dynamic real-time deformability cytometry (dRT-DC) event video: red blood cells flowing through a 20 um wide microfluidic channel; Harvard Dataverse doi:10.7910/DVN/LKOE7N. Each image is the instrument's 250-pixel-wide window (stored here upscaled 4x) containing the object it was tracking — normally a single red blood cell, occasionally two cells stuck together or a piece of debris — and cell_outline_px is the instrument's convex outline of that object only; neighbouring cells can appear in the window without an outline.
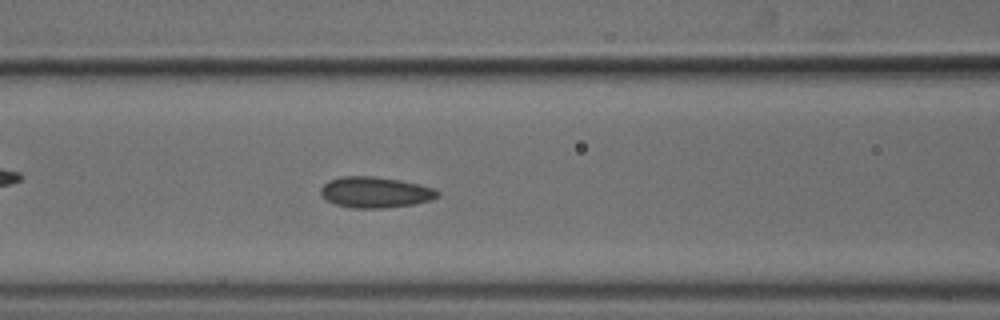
{"species": "common noctule bat (a hibernating species)", "species_latin": "Nyctalus noctula", "temperature_condition": "cold", "stored_images_in_passage": 50, "camera_frame_rate_fps": 3000, "um_per_image_px": 0.085, "animal": {"sex": "male", "body_mass_g": 18.8}, "frame": {"image": 1, "passage_image": 18, "time_ms": 5.667, "image_size_px": [1000, 320], "cell_outline_px": [[440, 196], [432, 200], [412, 204], [384, 208], [352, 208], [336, 204], [328, 200], [320, 192], [320, 188], [328, 180], [340, 176], [372, 176], [400, 180], [436, 188], [440, 192]], "centroid_in_image_um": [31.93, 16.33], "position_along_channel_um": 134.7, "area_um2": 21.1}}
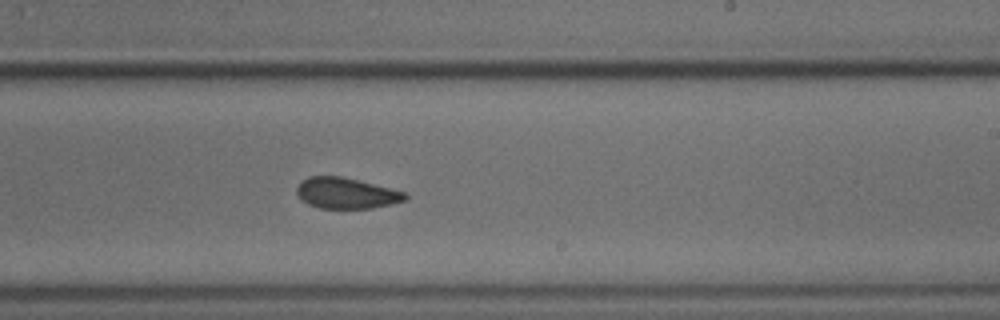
{"frame": {"image": 2, "passage_image": 28, "time_ms": 9.0, "image_size_px": [1000, 320], "cell_outline_px": [[408, 200], [392, 204], [372, 208], [320, 208], [308, 204], [300, 200], [296, 192], [296, 188], [308, 176], [340, 176], [408, 192]], "centroid_in_image_um": [29.46, 16.43], "position_along_channel_um": 259.5, "area_um2": 19.59}}
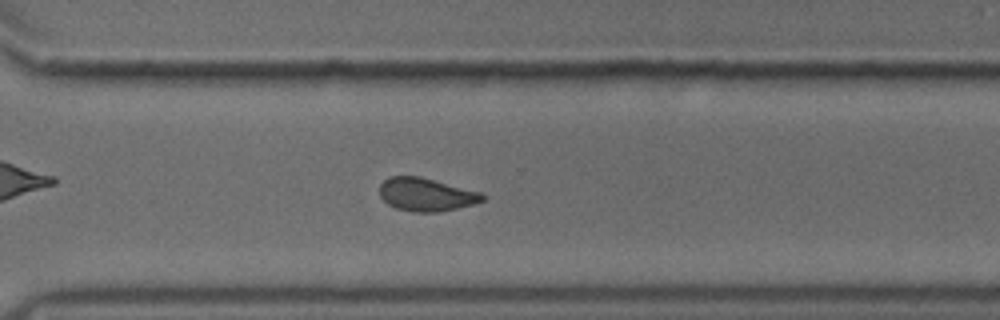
{"frame": {"image": 3, "passage_image": 34, "time_ms": 11.0, "image_size_px": [1000, 320], "cell_outline_px": [[488, 196], [484, 200], [472, 204], [456, 208], [436, 212], [416, 212], [396, 208], [388, 204], [380, 196], [380, 184], [388, 176], [420, 176], [484, 192]], "centroid_in_image_um": [36.26, 16.52], "position_along_channel_um": 334.3, "area_um2": 20.06}, "authors_computed_cell_mechanics": {"area_um2": 20.3167, "velocity_mm_per_s": 3.7499, "shape_relaxation_time_tau1_ms": null, "shape_relaxation_time_tau2_ms": 1.8212, "deformation_change_tau1": null, "deformation_change_tau2": 0.0647}}